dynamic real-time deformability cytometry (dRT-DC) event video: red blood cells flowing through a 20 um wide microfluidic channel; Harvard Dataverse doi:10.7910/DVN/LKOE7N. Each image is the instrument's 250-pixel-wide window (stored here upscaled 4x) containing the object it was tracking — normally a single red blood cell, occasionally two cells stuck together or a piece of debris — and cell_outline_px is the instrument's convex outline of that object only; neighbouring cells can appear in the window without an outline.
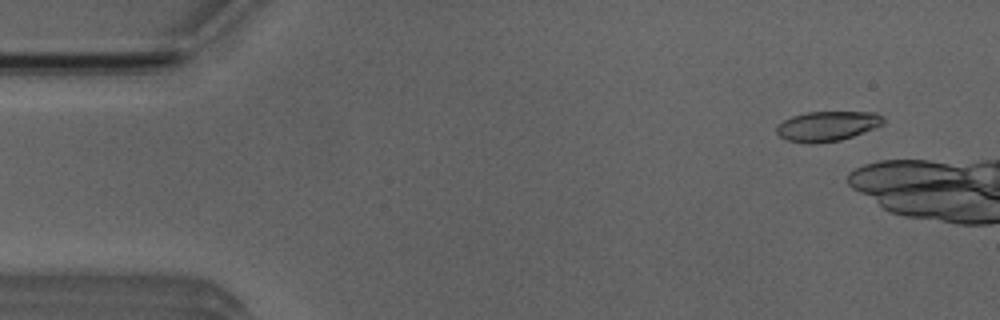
{"species": "Egyptian fruit bat (a non-hibernating species)", "species_latin": "Rousettus aegyptiacus", "temperature_condition": "room temperature", "stored_images_in_passage": 5, "camera_frame_rate_fps": 3000, "um_per_image_px": 0.085, "animal": {"sex": "male"}, "frame": {"image": 1, "passage_image": 5, "time_ms": 5.667, "image_size_px": [1000, 320], "cell_outline_px": [[884, 124], [876, 128], [840, 140], [816, 144], [808, 144], [788, 140], [780, 136], [776, 132], [776, 124], [792, 116], [808, 112], [876, 112], [884, 116]], "centroid_in_image_um": [70.33, 10.72], "position_along_channel_um": 14.7, "area_um2": 18.79}}